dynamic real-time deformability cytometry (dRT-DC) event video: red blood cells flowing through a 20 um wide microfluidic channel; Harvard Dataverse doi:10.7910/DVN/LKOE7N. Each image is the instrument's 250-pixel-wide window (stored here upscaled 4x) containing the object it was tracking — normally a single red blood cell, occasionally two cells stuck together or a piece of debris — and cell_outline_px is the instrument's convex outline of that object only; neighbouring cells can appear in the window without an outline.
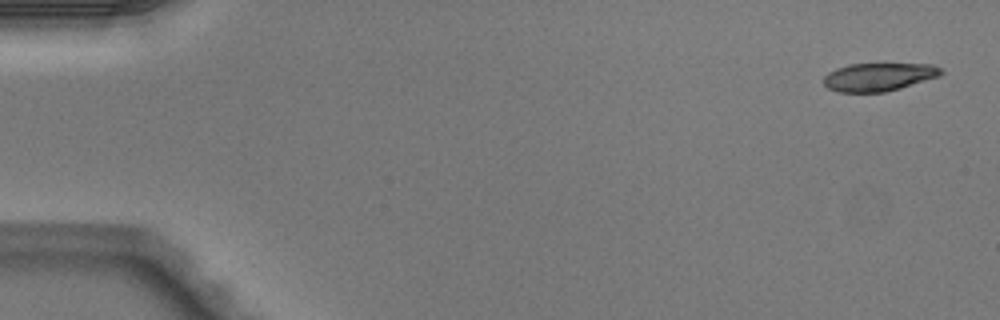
{"species": "Egyptian fruit bat (a non-hibernating species)", "species_latin": "Rousettus aegyptiacus", "temperature_condition": "warm", "stored_images_in_passage": 4, "camera_frame_rate_fps": 3000, "um_per_image_px": 0.085, "animal": {"sex": "male"}, "frame": {"image": 1, "passage_image": 1, "time_ms": 0.0, "image_size_px": [1000, 320], "cell_outline_px": [[944, 72], [940, 76], [900, 88], [884, 92], [840, 92], [828, 88], [824, 84], [824, 76], [828, 72], [836, 68], [848, 64], [932, 64], [940, 68]], "centroid_in_image_um": [74.68, 6.53], "position_along_channel_um": 10.3, "area_um2": 19.19}}
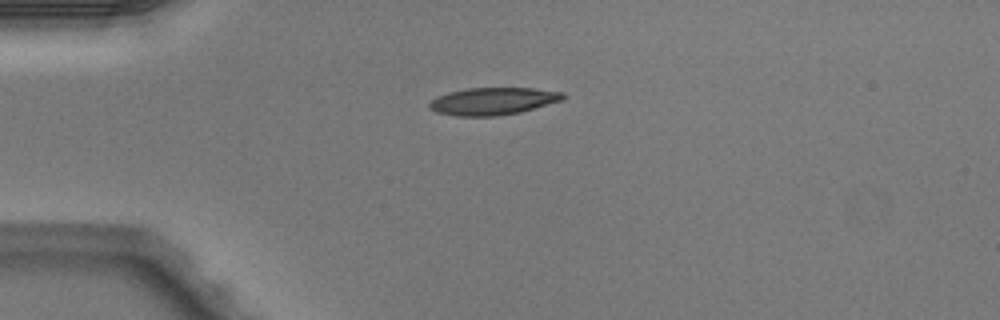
{"frame": {"image": 2, "passage_image": 4, "time_ms": 1.0, "image_size_px": [1000, 320], "cell_outline_px": [[568, 96], [564, 100], [520, 112], [496, 116], [456, 116], [436, 112], [428, 108], [428, 104], [436, 96], [448, 92], [468, 88], [532, 88], [564, 92]], "centroid_in_image_um": [41.92, 8.6], "position_along_channel_um": 43.1, "area_um2": 21.5}}